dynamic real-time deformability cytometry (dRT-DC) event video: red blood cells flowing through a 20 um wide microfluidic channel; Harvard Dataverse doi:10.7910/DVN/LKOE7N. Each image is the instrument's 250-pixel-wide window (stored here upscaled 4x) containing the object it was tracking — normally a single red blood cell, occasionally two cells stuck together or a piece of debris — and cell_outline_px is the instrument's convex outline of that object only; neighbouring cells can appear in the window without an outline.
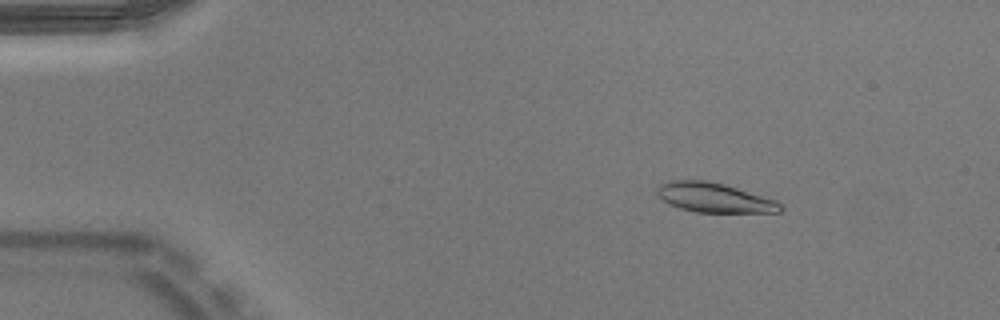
{"species": "Egyptian fruit bat (a non-hibernating species)", "species_latin": "Rousettus aegyptiacus", "temperature_condition": "warm", "stored_images_in_passage": 50, "camera_frame_rate_fps": 3000, "um_per_image_px": 0.085, "animal": {"sex": "male"}, "frame": {"image": 1, "passage_image": 7, "time_ms": 2.0, "image_size_px": [1000, 320], "cell_outline_px": [[784, 208], [780, 212], [696, 212], [680, 208], [664, 200], [656, 192], [656, 188], [660, 184], [668, 180], [704, 180], [724, 184], [776, 200]], "centroid_in_image_um": [60.71, 16.79], "position_along_channel_um": 24.3, "area_um2": 20.98}}
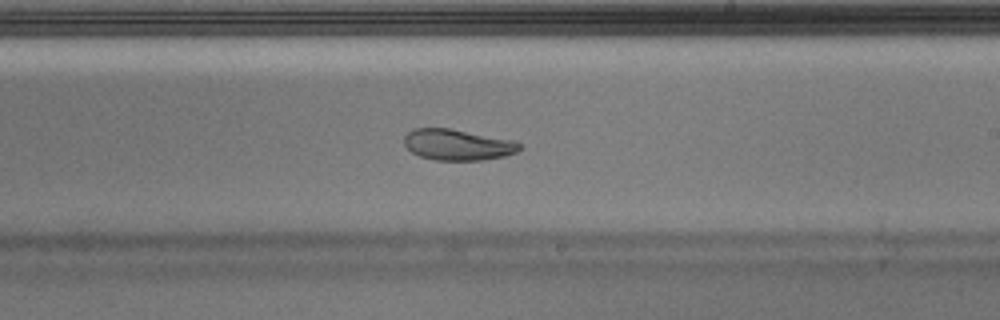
{"frame": {"image": 2, "passage_image": 30, "time_ms": 9.667, "image_size_px": [1000, 320], "cell_outline_px": [[524, 148], [516, 152], [504, 156], [484, 160], [436, 160], [420, 156], [412, 152], [404, 144], [404, 136], [412, 128], [448, 128], [516, 140]], "centroid_in_image_um": [38.93, 12.3], "position_along_channel_um": 250.1, "area_um2": 20.98}}
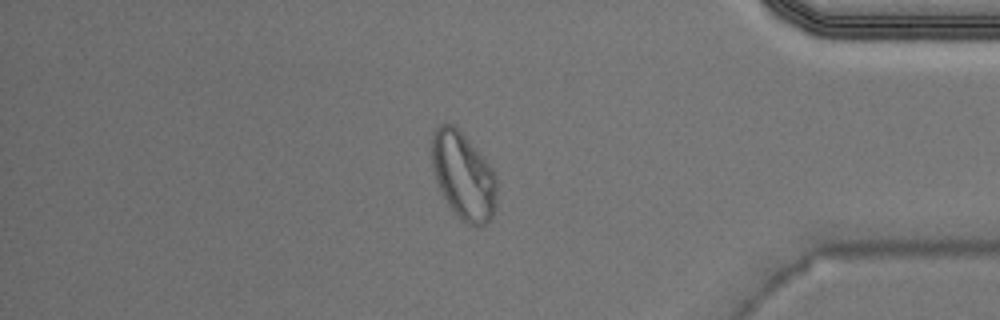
{"frame": {"image": 3, "passage_image": 43, "time_ms": 14.0, "image_size_px": [1000, 320], "cell_outline_px": [[496, 208], [492, 216], [484, 224], [468, 224], [448, 204], [436, 180], [432, 168], [432, 136], [436, 128], [440, 124], [448, 120], [476, 148], [492, 168], [496, 180]], "centroid_in_image_um": [39.38, 14.89], "position_along_channel_um": 395.8, "area_um2": 32.43}, "authors_computed_cell_mechanics": {"area_um2": 21.8195, "velocity_mm_per_s": 3.9777, "shape_relaxation_time_tau1_ms": null, "shape_relaxation_time_tau2_ms": 3.3906, "deformation_change_tau1": null, "deformation_change_tau2": 0.0745}}